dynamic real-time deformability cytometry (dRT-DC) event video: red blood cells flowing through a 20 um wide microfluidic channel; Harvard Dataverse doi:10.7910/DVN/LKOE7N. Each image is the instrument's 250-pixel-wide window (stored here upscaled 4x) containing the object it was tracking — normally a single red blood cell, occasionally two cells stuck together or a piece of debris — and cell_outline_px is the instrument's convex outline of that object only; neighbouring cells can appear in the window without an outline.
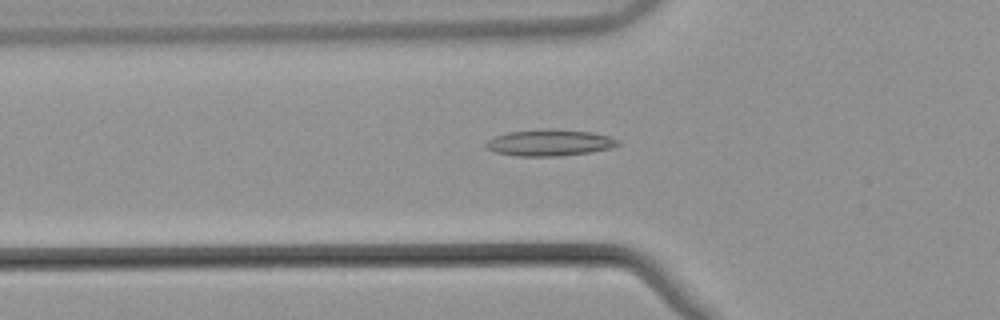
{"species": "common noctule bat (a hibernating species)", "species_latin": "Nyctalus noctula", "temperature_condition": "warm", "stored_images_in_passage": 50, "camera_frame_rate_fps": 3000, "um_per_image_px": 0.085, "animal": {"sex": "male", "body_mass_g": 21.5, "forearm_length_mm": 52.0}, "frame": {"image": 1, "passage_image": 16, "time_ms": 5.0, "image_size_px": [1000, 320], "cell_outline_px": [[620, 144], [608, 148], [592, 152], [560, 156], [516, 156], [496, 152], [488, 148], [484, 144], [488, 140], [496, 136], [508, 132], [548, 128], [592, 132], [608, 136], [620, 140]], "centroid_in_image_um": [46.73, 12.13], "position_along_channel_um": 79.1, "area_um2": 20.29}}
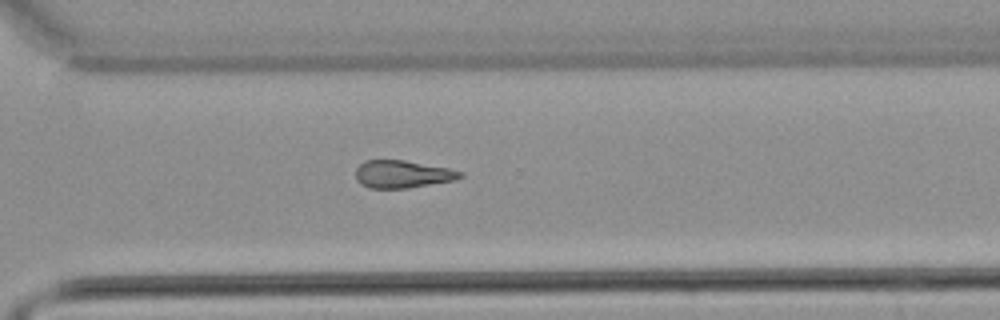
{"frame": {"image": 2, "passage_image": 36, "time_ms": 11.667, "image_size_px": [1000, 320], "cell_outline_px": [[464, 176], [456, 180], [408, 188], [368, 188], [360, 184], [356, 180], [356, 168], [364, 160], [404, 160], [448, 168], [464, 172]], "centroid_in_image_um": [34.21, 14.81], "position_along_channel_um": 336.4, "area_um2": 16.94}}
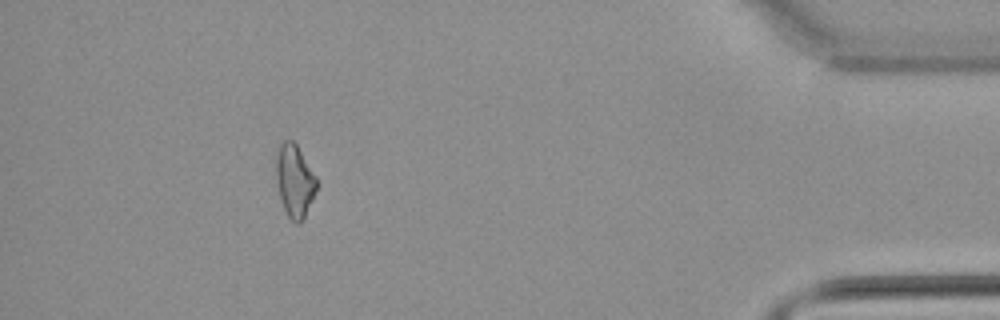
{"frame": {"image": 3, "passage_image": 46, "time_ms": 15.0, "image_size_px": [1000, 320], "cell_outline_px": [[316, 188], [312, 200], [300, 224], [296, 224], [288, 216], [280, 200], [276, 176], [276, 156], [280, 144], [284, 140], [292, 140], [296, 144], [316, 176]], "centroid_in_image_um": [25.03, 15.36], "position_along_channel_um": 410.2, "area_um2": 16.88}}